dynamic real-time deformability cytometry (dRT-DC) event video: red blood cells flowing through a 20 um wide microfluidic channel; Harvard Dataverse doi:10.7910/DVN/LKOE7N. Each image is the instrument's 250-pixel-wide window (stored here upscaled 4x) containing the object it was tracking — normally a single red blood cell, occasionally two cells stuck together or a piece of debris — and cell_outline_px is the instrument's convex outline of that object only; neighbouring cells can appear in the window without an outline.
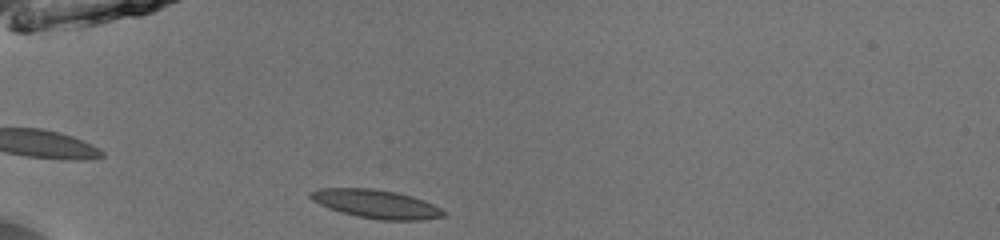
{"species": "common noctule bat (a hibernating species)", "species_latin": "Nyctalus noctula", "temperature_condition": "room temperature", "stored_images_in_passage": 31, "camera_frame_rate_fps": 3000, "um_per_image_px": 0.085, "animal": {"sex": "male", "body_mass_g": 13.0, "forearm_length_mm": 53.1}, "frame": {"image": 1, "passage_image": 1, "time_ms": 0.0, "image_size_px": [1000, 240], "cell_outline_px": [[444, 216], [420, 220], [380, 220], [356, 216], [328, 208], [312, 200], [308, 196], [308, 192], [320, 188], [372, 188], [396, 192], [412, 196], [424, 200], [440, 208], [444, 212]], "centroid_in_image_um": [31.93, 17.33], "position_along_channel_um": 53.1, "area_um2": 22.08}}
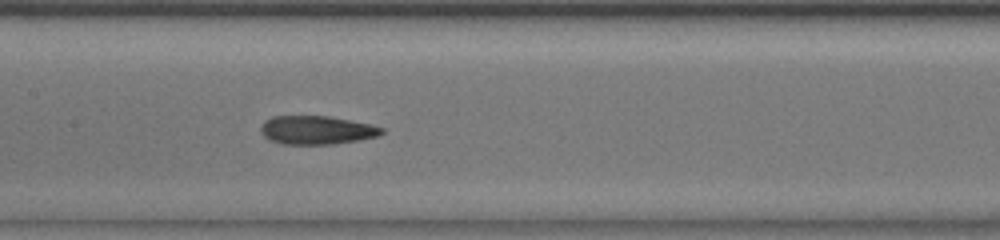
{"frame": {"image": 2, "passage_image": 12, "time_ms": 3.667, "image_size_px": [1000, 240], "cell_outline_px": [[384, 132], [380, 136], [360, 140], [332, 144], [280, 144], [268, 140], [260, 132], [260, 128], [264, 120], [272, 116], [328, 116], [368, 124], [384, 128]], "centroid_in_image_um": [26.88, 11.06], "position_along_channel_um": 180.5, "area_um2": 20.23}}
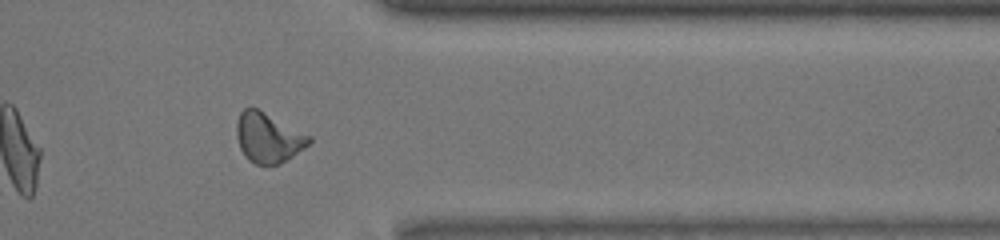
{"frame": {"image": 3, "passage_image": 28, "time_ms": 9.0, "image_size_px": [1000, 240], "cell_outline_px": [[312, 140], [304, 148], [288, 160], [280, 164], [256, 164], [248, 160], [244, 156], [240, 148], [236, 136], [236, 124], [240, 112], [244, 108], [256, 108], [312, 136]], "centroid_in_image_um": [22.79, 11.72], "position_along_channel_um": 388.6, "area_um2": 21.04}, "authors_computed_cell_mechanics": {"area_um2": 20.23, "velocity_mm_per_s": 3.9805, "shape_relaxation_time_tau1_ms": null, "shape_relaxation_time_tau2_ms": 2.2154, "deformation_change_tau1": null, "deformation_change_tau2": 0.0969}}